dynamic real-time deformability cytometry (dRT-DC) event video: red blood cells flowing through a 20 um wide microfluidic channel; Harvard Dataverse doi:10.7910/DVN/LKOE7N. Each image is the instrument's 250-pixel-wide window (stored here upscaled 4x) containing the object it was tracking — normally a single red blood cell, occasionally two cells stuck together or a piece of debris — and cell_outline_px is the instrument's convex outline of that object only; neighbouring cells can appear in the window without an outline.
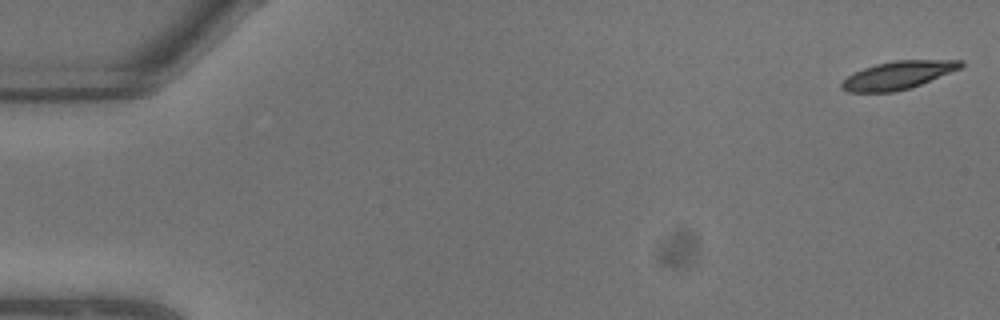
{"species": "common noctule bat (a hibernating species)", "species_latin": "Nyctalus noctula", "temperature_condition": "warm", "stored_images_in_passage": 10, "camera_frame_rate_fps": 3000, "um_per_image_px": 0.085, "animal": {"sex": "male", "body_mass_g": 13.3}, "frame": {"image": 1, "passage_image": 1, "time_ms": 0.0, "image_size_px": [1000, 320], "cell_outline_px": [[964, 64], [960, 68], [920, 84], [896, 92], [848, 92], [840, 88], [840, 84], [852, 72], [876, 64], [896, 60], [964, 60]], "centroid_in_image_um": [76.29, 6.39], "position_along_channel_um": 8.7, "area_um2": 19.25}}
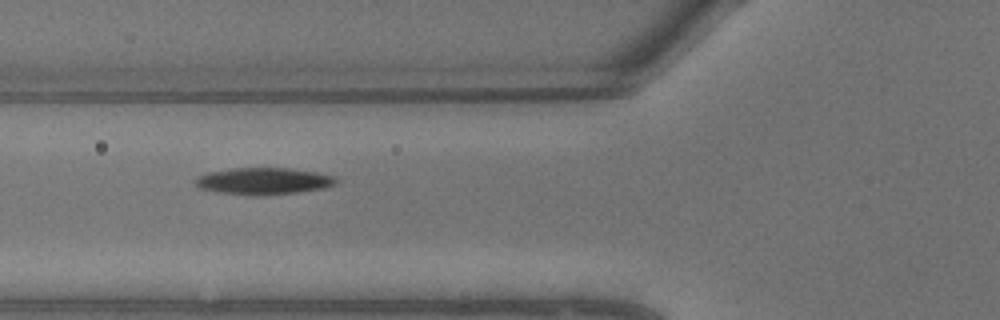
{"frame": {"image": 2, "passage_image": 9, "time_ms": 2.667, "image_size_px": [1000, 320], "cell_outline_px": [[336, 184], [324, 188], [296, 192], [252, 196], [216, 192], [200, 188], [192, 180], [196, 176], [208, 172], [232, 168], [288, 168], [316, 172], [332, 176], [336, 180]], "centroid_in_image_um": [22.32, 15.39], "position_along_channel_um": 103.5, "area_um2": 21.96}}
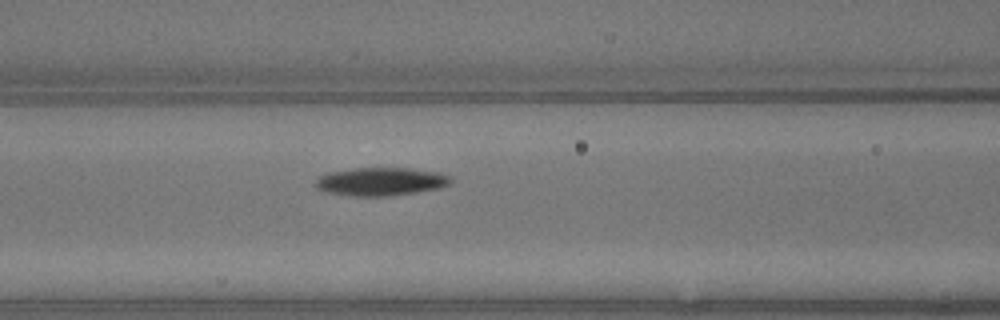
{"frame": {"image": 3, "passage_image": 10, "time_ms": 3.0, "image_size_px": [1000, 320], "cell_outline_px": [[452, 180], [448, 184], [440, 188], [416, 192], [388, 196], [348, 196], [324, 192], [316, 188], [316, 180], [320, 176], [328, 172], [352, 168], [408, 168], [440, 172], [452, 176]], "centroid_in_image_um": [32.36, 15.43], "position_along_channel_um": 134.2, "area_um2": 22.43}}